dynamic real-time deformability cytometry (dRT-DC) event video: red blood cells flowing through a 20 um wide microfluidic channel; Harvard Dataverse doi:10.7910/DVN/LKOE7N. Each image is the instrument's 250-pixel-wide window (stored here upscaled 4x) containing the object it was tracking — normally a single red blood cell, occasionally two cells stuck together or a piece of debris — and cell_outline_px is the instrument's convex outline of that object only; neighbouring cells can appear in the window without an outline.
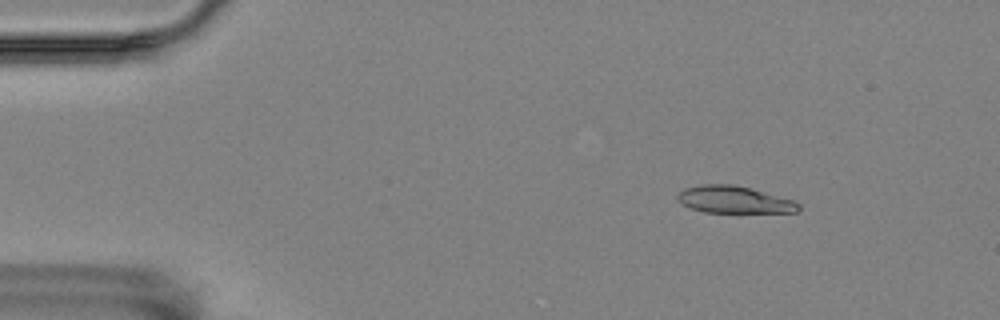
{"species": "Egyptian fruit bat (a non-hibernating species)", "species_latin": "Rousettus aegyptiacus", "temperature_condition": "room temperature", "stored_images_in_passage": 7, "camera_frame_rate_fps": 3000, "um_per_image_px": 0.085, "animal": {"sex": "female"}, "frame": {"image": 1, "passage_image": 1, "time_ms": 0.0, "image_size_px": [1000, 320], "cell_outline_px": [[800, 208], [796, 212], [704, 212], [680, 204], [676, 200], [676, 196], [684, 188], [704, 184], [732, 184], [748, 188], [792, 200], [800, 204]], "centroid_in_image_um": [62.33, 16.97], "position_along_channel_um": 22.7, "area_um2": 18.84}}